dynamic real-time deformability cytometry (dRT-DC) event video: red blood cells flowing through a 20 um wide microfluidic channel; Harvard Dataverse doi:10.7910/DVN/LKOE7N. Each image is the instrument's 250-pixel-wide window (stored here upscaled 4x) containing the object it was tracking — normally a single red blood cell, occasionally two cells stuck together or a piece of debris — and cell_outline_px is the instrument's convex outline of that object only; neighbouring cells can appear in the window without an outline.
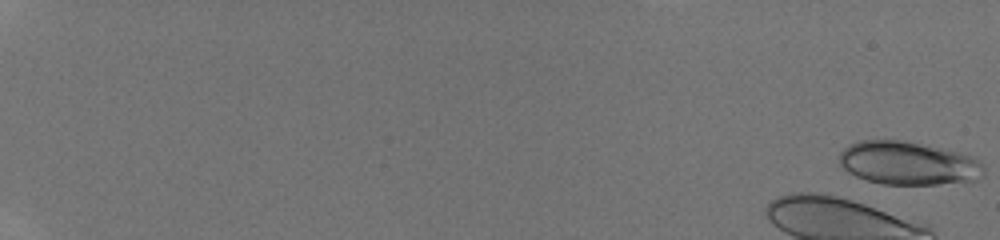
{"species": "human", "species_latin": "Homo sapiens", "temperature_condition": "room temperature", "stored_images_in_passage": 9, "camera_frame_rate_fps": 3000, "um_per_image_px": 0.085, "donor": {"sex": "male"}, "frame": {"image": 1, "passage_image": 1, "time_ms": 0.0, "image_size_px": [1000, 240], "cell_outline_px": [[984, 176], [976, 180], [936, 184], [880, 184], [856, 176], [848, 172], [840, 164], [840, 152], [848, 144], [856, 140], [904, 140], [940, 148], [972, 156], [984, 164]], "centroid_in_image_um": [77.19, 13.86], "position_along_channel_um": 7.8, "area_um2": 36.53}}